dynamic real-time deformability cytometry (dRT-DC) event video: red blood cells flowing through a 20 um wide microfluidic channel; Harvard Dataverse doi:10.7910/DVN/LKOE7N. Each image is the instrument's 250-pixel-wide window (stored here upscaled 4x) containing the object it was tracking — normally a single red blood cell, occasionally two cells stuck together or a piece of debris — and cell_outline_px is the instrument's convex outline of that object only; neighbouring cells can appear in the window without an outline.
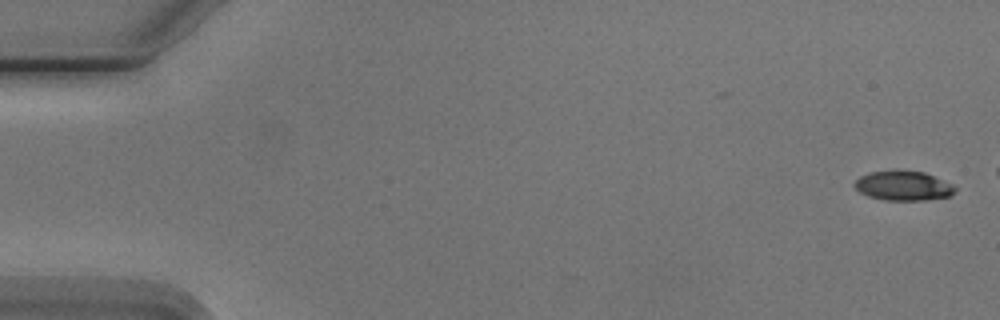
{"species": "Egyptian fruit bat (a non-hibernating species)", "species_latin": "Rousettus aegyptiacus", "temperature_condition": "cold", "stored_images_in_passage": 2, "camera_frame_rate_fps": 3000, "um_per_image_px": 0.085, "animal": {"sex": "male"}, "frame": {"image": 1, "passage_image": 2, "time_ms": 1.333, "image_size_px": [1000, 320], "cell_outline_px": [[956, 188], [948, 196], [924, 200], [884, 200], [868, 196], [860, 192], [852, 184], [860, 176], [868, 172], [924, 172], [952, 184]], "centroid_in_image_um": [76.74, 15.81], "position_along_channel_um": 8.3, "area_um2": 16.76}}